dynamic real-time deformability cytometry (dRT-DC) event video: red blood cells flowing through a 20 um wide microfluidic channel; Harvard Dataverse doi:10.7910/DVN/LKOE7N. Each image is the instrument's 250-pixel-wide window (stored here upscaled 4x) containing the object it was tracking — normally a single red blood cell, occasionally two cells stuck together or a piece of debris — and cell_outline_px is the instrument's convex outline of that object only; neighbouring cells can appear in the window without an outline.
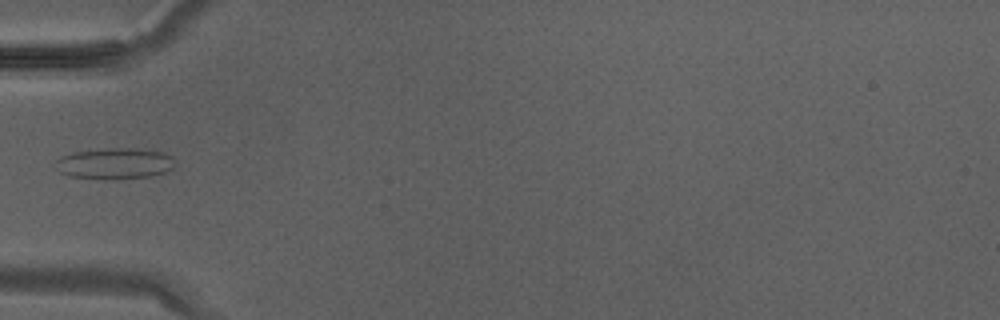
{"species": "Egyptian fruit bat (a non-hibernating species)", "species_latin": "Rousettus aegyptiacus", "temperature_condition": "warm", "stored_images_in_passage": 23, "camera_frame_rate_fps": 3000, "um_per_image_px": 0.085, "animal": {"sex": "male"}, "frame": {"image": 1, "passage_image": 1, "time_ms": 0.0, "image_size_px": [1000, 320], "cell_outline_px": [[172, 168], [164, 172], [148, 176], [72, 176], [60, 172], [56, 160], [60, 156], [72, 152], [112, 148], [132, 148], [164, 152], [172, 156]], "centroid_in_image_um": [9.76, 13.83], "position_along_channel_um": 75.2, "area_um2": 20.23}}
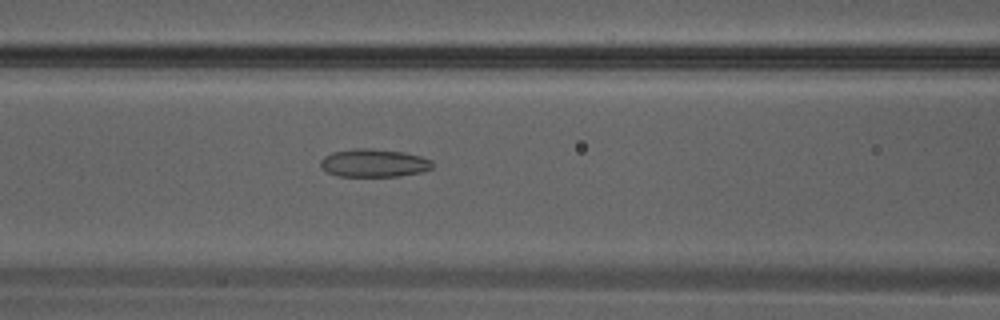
{"frame": {"image": 2, "passage_image": 4, "time_ms": 1.0, "image_size_px": [1000, 320], "cell_outline_px": [[432, 168], [420, 172], [396, 176], [340, 176], [328, 172], [320, 164], [320, 160], [324, 156], [332, 152], [356, 148], [364, 148], [404, 152], [420, 156], [432, 160]], "centroid_in_image_um": [31.77, 13.85], "position_along_channel_um": 134.8, "area_um2": 18.03}}